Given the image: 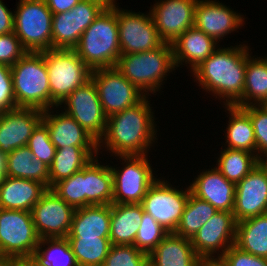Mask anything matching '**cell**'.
I'll return each mask as SVG.
<instances>
[{
    "label": "cell",
    "instance_id": "6da1fadb",
    "mask_svg": "<svg viewBox=\"0 0 267 266\" xmlns=\"http://www.w3.org/2000/svg\"><path fill=\"white\" fill-rule=\"evenodd\" d=\"M229 48L215 50L193 74L204 90L226 97V106H235L243 97L247 46Z\"/></svg>",
    "mask_w": 267,
    "mask_h": 266
},
{
    "label": "cell",
    "instance_id": "7a4b0ae2",
    "mask_svg": "<svg viewBox=\"0 0 267 266\" xmlns=\"http://www.w3.org/2000/svg\"><path fill=\"white\" fill-rule=\"evenodd\" d=\"M145 96L136 105L107 117L103 139L106 148L116 155H146L147 148L155 137L151 107ZM102 141V142H101ZM145 152V153H144Z\"/></svg>",
    "mask_w": 267,
    "mask_h": 266
},
{
    "label": "cell",
    "instance_id": "3957f363",
    "mask_svg": "<svg viewBox=\"0 0 267 266\" xmlns=\"http://www.w3.org/2000/svg\"><path fill=\"white\" fill-rule=\"evenodd\" d=\"M112 0L82 33L74 48L77 55L93 71L115 67L121 55L117 7Z\"/></svg>",
    "mask_w": 267,
    "mask_h": 266
},
{
    "label": "cell",
    "instance_id": "277c9868",
    "mask_svg": "<svg viewBox=\"0 0 267 266\" xmlns=\"http://www.w3.org/2000/svg\"><path fill=\"white\" fill-rule=\"evenodd\" d=\"M16 106L48 110L50 86L43 52H27L11 66Z\"/></svg>",
    "mask_w": 267,
    "mask_h": 266
},
{
    "label": "cell",
    "instance_id": "5b68a950",
    "mask_svg": "<svg viewBox=\"0 0 267 266\" xmlns=\"http://www.w3.org/2000/svg\"><path fill=\"white\" fill-rule=\"evenodd\" d=\"M115 67L143 94L158 91L166 73L175 68L172 45L164 43L153 50L120 55Z\"/></svg>",
    "mask_w": 267,
    "mask_h": 266
},
{
    "label": "cell",
    "instance_id": "8992f818",
    "mask_svg": "<svg viewBox=\"0 0 267 266\" xmlns=\"http://www.w3.org/2000/svg\"><path fill=\"white\" fill-rule=\"evenodd\" d=\"M44 59L49 77L50 108L62 102L91 79L92 70L74 49H48Z\"/></svg>",
    "mask_w": 267,
    "mask_h": 266
},
{
    "label": "cell",
    "instance_id": "52a82bcc",
    "mask_svg": "<svg viewBox=\"0 0 267 266\" xmlns=\"http://www.w3.org/2000/svg\"><path fill=\"white\" fill-rule=\"evenodd\" d=\"M39 240L31 212L0 208V258L31 260Z\"/></svg>",
    "mask_w": 267,
    "mask_h": 266
},
{
    "label": "cell",
    "instance_id": "ba28073f",
    "mask_svg": "<svg viewBox=\"0 0 267 266\" xmlns=\"http://www.w3.org/2000/svg\"><path fill=\"white\" fill-rule=\"evenodd\" d=\"M14 33L27 52L52 49V17L45 0H19Z\"/></svg>",
    "mask_w": 267,
    "mask_h": 266
},
{
    "label": "cell",
    "instance_id": "9c48e42d",
    "mask_svg": "<svg viewBox=\"0 0 267 266\" xmlns=\"http://www.w3.org/2000/svg\"><path fill=\"white\" fill-rule=\"evenodd\" d=\"M112 0H81L71 10L53 14L52 48L74 49L82 33Z\"/></svg>",
    "mask_w": 267,
    "mask_h": 266
},
{
    "label": "cell",
    "instance_id": "30bf717a",
    "mask_svg": "<svg viewBox=\"0 0 267 266\" xmlns=\"http://www.w3.org/2000/svg\"><path fill=\"white\" fill-rule=\"evenodd\" d=\"M147 155H120L127 164L120 170L111 167L113 175L112 204H140L148 189L157 180Z\"/></svg>",
    "mask_w": 267,
    "mask_h": 266
},
{
    "label": "cell",
    "instance_id": "8fae6325",
    "mask_svg": "<svg viewBox=\"0 0 267 266\" xmlns=\"http://www.w3.org/2000/svg\"><path fill=\"white\" fill-rule=\"evenodd\" d=\"M91 79L107 117L136 105L147 95H143L116 67L93 70Z\"/></svg>",
    "mask_w": 267,
    "mask_h": 266
},
{
    "label": "cell",
    "instance_id": "7c38bea8",
    "mask_svg": "<svg viewBox=\"0 0 267 266\" xmlns=\"http://www.w3.org/2000/svg\"><path fill=\"white\" fill-rule=\"evenodd\" d=\"M190 193V186L183 192L157 179L140 204L144 212L151 215L167 231L175 232Z\"/></svg>",
    "mask_w": 267,
    "mask_h": 266
},
{
    "label": "cell",
    "instance_id": "4fadbf2b",
    "mask_svg": "<svg viewBox=\"0 0 267 266\" xmlns=\"http://www.w3.org/2000/svg\"><path fill=\"white\" fill-rule=\"evenodd\" d=\"M117 23L121 55L153 50L165 43L160 38L150 12L148 15H140L117 8Z\"/></svg>",
    "mask_w": 267,
    "mask_h": 266
},
{
    "label": "cell",
    "instance_id": "5bb4252c",
    "mask_svg": "<svg viewBox=\"0 0 267 266\" xmlns=\"http://www.w3.org/2000/svg\"><path fill=\"white\" fill-rule=\"evenodd\" d=\"M62 103L70 115L97 142L106 130L107 116L99 100L98 91L92 79L73 91Z\"/></svg>",
    "mask_w": 267,
    "mask_h": 266
},
{
    "label": "cell",
    "instance_id": "9a60e30c",
    "mask_svg": "<svg viewBox=\"0 0 267 266\" xmlns=\"http://www.w3.org/2000/svg\"><path fill=\"white\" fill-rule=\"evenodd\" d=\"M75 210L51 189H48L31 211L39 238H66Z\"/></svg>",
    "mask_w": 267,
    "mask_h": 266
},
{
    "label": "cell",
    "instance_id": "2e32d148",
    "mask_svg": "<svg viewBox=\"0 0 267 266\" xmlns=\"http://www.w3.org/2000/svg\"><path fill=\"white\" fill-rule=\"evenodd\" d=\"M236 224L233 212L218 211L191 239L196 254L201 259L212 258L214 257L212 254L222 249L218 256L221 257L229 247L235 244Z\"/></svg>",
    "mask_w": 267,
    "mask_h": 266
},
{
    "label": "cell",
    "instance_id": "e0dca14e",
    "mask_svg": "<svg viewBox=\"0 0 267 266\" xmlns=\"http://www.w3.org/2000/svg\"><path fill=\"white\" fill-rule=\"evenodd\" d=\"M198 0H165L157 2L150 13L160 38L171 44L187 29L194 27Z\"/></svg>",
    "mask_w": 267,
    "mask_h": 266
},
{
    "label": "cell",
    "instance_id": "ac0fdd59",
    "mask_svg": "<svg viewBox=\"0 0 267 266\" xmlns=\"http://www.w3.org/2000/svg\"><path fill=\"white\" fill-rule=\"evenodd\" d=\"M267 213V171L259 163L235 186L236 222Z\"/></svg>",
    "mask_w": 267,
    "mask_h": 266
},
{
    "label": "cell",
    "instance_id": "d6986e66",
    "mask_svg": "<svg viewBox=\"0 0 267 266\" xmlns=\"http://www.w3.org/2000/svg\"><path fill=\"white\" fill-rule=\"evenodd\" d=\"M43 111L17 107L0 113V151L11 153L25 147L33 130L42 121Z\"/></svg>",
    "mask_w": 267,
    "mask_h": 266
},
{
    "label": "cell",
    "instance_id": "ffe728a7",
    "mask_svg": "<svg viewBox=\"0 0 267 266\" xmlns=\"http://www.w3.org/2000/svg\"><path fill=\"white\" fill-rule=\"evenodd\" d=\"M240 14L220 2L198 0L195 8L194 27L206 33L216 42L235 31L244 22Z\"/></svg>",
    "mask_w": 267,
    "mask_h": 266
},
{
    "label": "cell",
    "instance_id": "44dd1931",
    "mask_svg": "<svg viewBox=\"0 0 267 266\" xmlns=\"http://www.w3.org/2000/svg\"><path fill=\"white\" fill-rule=\"evenodd\" d=\"M235 186L214 168L198 175L190 185V189L194 196L207 201L218 211L233 212Z\"/></svg>",
    "mask_w": 267,
    "mask_h": 266
},
{
    "label": "cell",
    "instance_id": "7402d4cb",
    "mask_svg": "<svg viewBox=\"0 0 267 266\" xmlns=\"http://www.w3.org/2000/svg\"><path fill=\"white\" fill-rule=\"evenodd\" d=\"M49 110L43 111L41 122L47 127L56 149L68 146L98 147V142L70 115L65 112L52 115Z\"/></svg>",
    "mask_w": 267,
    "mask_h": 266
},
{
    "label": "cell",
    "instance_id": "603a6c76",
    "mask_svg": "<svg viewBox=\"0 0 267 266\" xmlns=\"http://www.w3.org/2000/svg\"><path fill=\"white\" fill-rule=\"evenodd\" d=\"M47 190L41 182L4 176L0 181V208L31 212Z\"/></svg>",
    "mask_w": 267,
    "mask_h": 266
},
{
    "label": "cell",
    "instance_id": "cb8c5ba5",
    "mask_svg": "<svg viewBox=\"0 0 267 266\" xmlns=\"http://www.w3.org/2000/svg\"><path fill=\"white\" fill-rule=\"evenodd\" d=\"M216 44L213 38L196 27L187 29L171 43L175 67L185 60L193 71L216 50Z\"/></svg>",
    "mask_w": 267,
    "mask_h": 266
},
{
    "label": "cell",
    "instance_id": "d4e9b609",
    "mask_svg": "<svg viewBox=\"0 0 267 266\" xmlns=\"http://www.w3.org/2000/svg\"><path fill=\"white\" fill-rule=\"evenodd\" d=\"M200 260L191 239L174 232H169L149 254V266H199Z\"/></svg>",
    "mask_w": 267,
    "mask_h": 266
},
{
    "label": "cell",
    "instance_id": "484cf974",
    "mask_svg": "<svg viewBox=\"0 0 267 266\" xmlns=\"http://www.w3.org/2000/svg\"><path fill=\"white\" fill-rule=\"evenodd\" d=\"M111 205L85 206L75 210L67 237H102L110 235Z\"/></svg>",
    "mask_w": 267,
    "mask_h": 266
},
{
    "label": "cell",
    "instance_id": "4316f807",
    "mask_svg": "<svg viewBox=\"0 0 267 266\" xmlns=\"http://www.w3.org/2000/svg\"><path fill=\"white\" fill-rule=\"evenodd\" d=\"M143 213L141 204H111V245H133Z\"/></svg>",
    "mask_w": 267,
    "mask_h": 266
},
{
    "label": "cell",
    "instance_id": "83f0119b",
    "mask_svg": "<svg viewBox=\"0 0 267 266\" xmlns=\"http://www.w3.org/2000/svg\"><path fill=\"white\" fill-rule=\"evenodd\" d=\"M93 152L97 155L98 147L68 146L56 149L53 162L49 167V189L84 168L94 159Z\"/></svg>",
    "mask_w": 267,
    "mask_h": 266
},
{
    "label": "cell",
    "instance_id": "f1b7e54d",
    "mask_svg": "<svg viewBox=\"0 0 267 266\" xmlns=\"http://www.w3.org/2000/svg\"><path fill=\"white\" fill-rule=\"evenodd\" d=\"M85 206L111 205L113 199V175L111 168L93 159L84 167Z\"/></svg>",
    "mask_w": 267,
    "mask_h": 266
},
{
    "label": "cell",
    "instance_id": "f546056e",
    "mask_svg": "<svg viewBox=\"0 0 267 266\" xmlns=\"http://www.w3.org/2000/svg\"><path fill=\"white\" fill-rule=\"evenodd\" d=\"M235 245L252 255L267 258V213L237 222Z\"/></svg>",
    "mask_w": 267,
    "mask_h": 266
},
{
    "label": "cell",
    "instance_id": "4dcf8cb0",
    "mask_svg": "<svg viewBox=\"0 0 267 266\" xmlns=\"http://www.w3.org/2000/svg\"><path fill=\"white\" fill-rule=\"evenodd\" d=\"M5 176L41 182L49 189V167L34 158L27 146L7 154Z\"/></svg>",
    "mask_w": 267,
    "mask_h": 266
},
{
    "label": "cell",
    "instance_id": "1f68e13d",
    "mask_svg": "<svg viewBox=\"0 0 267 266\" xmlns=\"http://www.w3.org/2000/svg\"><path fill=\"white\" fill-rule=\"evenodd\" d=\"M247 47V64L245 71V85L242 99L235 105L245 107L250 105L259 106L267 99V57L251 60ZM253 98V99H252ZM253 100L256 103L250 102ZM259 102V103H258Z\"/></svg>",
    "mask_w": 267,
    "mask_h": 266
},
{
    "label": "cell",
    "instance_id": "d6a6232c",
    "mask_svg": "<svg viewBox=\"0 0 267 266\" xmlns=\"http://www.w3.org/2000/svg\"><path fill=\"white\" fill-rule=\"evenodd\" d=\"M227 110L231 113L227 127V148L256 152L255 133L250 116L241 107L227 106Z\"/></svg>",
    "mask_w": 267,
    "mask_h": 266
},
{
    "label": "cell",
    "instance_id": "836d02e7",
    "mask_svg": "<svg viewBox=\"0 0 267 266\" xmlns=\"http://www.w3.org/2000/svg\"><path fill=\"white\" fill-rule=\"evenodd\" d=\"M217 212L218 210L210 203L190 193L181 221L174 233L192 239L198 230Z\"/></svg>",
    "mask_w": 267,
    "mask_h": 266
},
{
    "label": "cell",
    "instance_id": "e575fe53",
    "mask_svg": "<svg viewBox=\"0 0 267 266\" xmlns=\"http://www.w3.org/2000/svg\"><path fill=\"white\" fill-rule=\"evenodd\" d=\"M78 266H101L111 247L110 238L66 237Z\"/></svg>",
    "mask_w": 267,
    "mask_h": 266
},
{
    "label": "cell",
    "instance_id": "d590c367",
    "mask_svg": "<svg viewBox=\"0 0 267 266\" xmlns=\"http://www.w3.org/2000/svg\"><path fill=\"white\" fill-rule=\"evenodd\" d=\"M258 164L259 159L254 153L226 148L221 151L216 168L227 180L236 185Z\"/></svg>",
    "mask_w": 267,
    "mask_h": 266
},
{
    "label": "cell",
    "instance_id": "8d00e7d4",
    "mask_svg": "<svg viewBox=\"0 0 267 266\" xmlns=\"http://www.w3.org/2000/svg\"><path fill=\"white\" fill-rule=\"evenodd\" d=\"M45 244L48 247L42 250ZM31 261L36 266H78L66 238L40 239Z\"/></svg>",
    "mask_w": 267,
    "mask_h": 266
},
{
    "label": "cell",
    "instance_id": "74e56055",
    "mask_svg": "<svg viewBox=\"0 0 267 266\" xmlns=\"http://www.w3.org/2000/svg\"><path fill=\"white\" fill-rule=\"evenodd\" d=\"M167 231L151 215L143 213L142 223L134 239V246L149 255L155 247L168 235Z\"/></svg>",
    "mask_w": 267,
    "mask_h": 266
},
{
    "label": "cell",
    "instance_id": "f35d334b",
    "mask_svg": "<svg viewBox=\"0 0 267 266\" xmlns=\"http://www.w3.org/2000/svg\"><path fill=\"white\" fill-rule=\"evenodd\" d=\"M51 190L75 209L85 207L84 168L59 181Z\"/></svg>",
    "mask_w": 267,
    "mask_h": 266
},
{
    "label": "cell",
    "instance_id": "ab89813d",
    "mask_svg": "<svg viewBox=\"0 0 267 266\" xmlns=\"http://www.w3.org/2000/svg\"><path fill=\"white\" fill-rule=\"evenodd\" d=\"M101 266H149V255L134 245H111Z\"/></svg>",
    "mask_w": 267,
    "mask_h": 266
},
{
    "label": "cell",
    "instance_id": "60d3db41",
    "mask_svg": "<svg viewBox=\"0 0 267 266\" xmlns=\"http://www.w3.org/2000/svg\"><path fill=\"white\" fill-rule=\"evenodd\" d=\"M27 147L31 150L34 158L42 161L48 167L51 166L56 148L50 140L47 127L42 122L33 130Z\"/></svg>",
    "mask_w": 267,
    "mask_h": 266
},
{
    "label": "cell",
    "instance_id": "b9f144b4",
    "mask_svg": "<svg viewBox=\"0 0 267 266\" xmlns=\"http://www.w3.org/2000/svg\"><path fill=\"white\" fill-rule=\"evenodd\" d=\"M242 109L250 116L252 121L258 153L256 155L260 160L259 152L267 154V111L259 105L245 106Z\"/></svg>",
    "mask_w": 267,
    "mask_h": 266
},
{
    "label": "cell",
    "instance_id": "7bdbcfd3",
    "mask_svg": "<svg viewBox=\"0 0 267 266\" xmlns=\"http://www.w3.org/2000/svg\"><path fill=\"white\" fill-rule=\"evenodd\" d=\"M27 51L14 32L0 35V64L12 66Z\"/></svg>",
    "mask_w": 267,
    "mask_h": 266
},
{
    "label": "cell",
    "instance_id": "ee69618b",
    "mask_svg": "<svg viewBox=\"0 0 267 266\" xmlns=\"http://www.w3.org/2000/svg\"><path fill=\"white\" fill-rule=\"evenodd\" d=\"M221 258L228 266H267V258L245 252L235 244L229 247Z\"/></svg>",
    "mask_w": 267,
    "mask_h": 266
},
{
    "label": "cell",
    "instance_id": "f6af8a7d",
    "mask_svg": "<svg viewBox=\"0 0 267 266\" xmlns=\"http://www.w3.org/2000/svg\"><path fill=\"white\" fill-rule=\"evenodd\" d=\"M17 108L13 92L11 67L0 64V113Z\"/></svg>",
    "mask_w": 267,
    "mask_h": 266
},
{
    "label": "cell",
    "instance_id": "bcb514c9",
    "mask_svg": "<svg viewBox=\"0 0 267 266\" xmlns=\"http://www.w3.org/2000/svg\"><path fill=\"white\" fill-rule=\"evenodd\" d=\"M14 32V13L0 0V35Z\"/></svg>",
    "mask_w": 267,
    "mask_h": 266
},
{
    "label": "cell",
    "instance_id": "7dc6e473",
    "mask_svg": "<svg viewBox=\"0 0 267 266\" xmlns=\"http://www.w3.org/2000/svg\"><path fill=\"white\" fill-rule=\"evenodd\" d=\"M80 1L81 0H45L48 8L53 14L69 11Z\"/></svg>",
    "mask_w": 267,
    "mask_h": 266
},
{
    "label": "cell",
    "instance_id": "c3c4849f",
    "mask_svg": "<svg viewBox=\"0 0 267 266\" xmlns=\"http://www.w3.org/2000/svg\"><path fill=\"white\" fill-rule=\"evenodd\" d=\"M199 266H228L226 262L221 258H202Z\"/></svg>",
    "mask_w": 267,
    "mask_h": 266
},
{
    "label": "cell",
    "instance_id": "681fc988",
    "mask_svg": "<svg viewBox=\"0 0 267 266\" xmlns=\"http://www.w3.org/2000/svg\"><path fill=\"white\" fill-rule=\"evenodd\" d=\"M6 163H7V154L2 153L0 151V181L5 176Z\"/></svg>",
    "mask_w": 267,
    "mask_h": 266
},
{
    "label": "cell",
    "instance_id": "f907efd6",
    "mask_svg": "<svg viewBox=\"0 0 267 266\" xmlns=\"http://www.w3.org/2000/svg\"><path fill=\"white\" fill-rule=\"evenodd\" d=\"M11 266H36L31 260L11 259Z\"/></svg>",
    "mask_w": 267,
    "mask_h": 266
},
{
    "label": "cell",
    "instance_id": "816d5d0a",
    "mask_svg": "<svg viewBox=\"0 0 267 266\" xmlns=\"http://www.w3.org/2000/svg\"><path fill=\"white\" fill-rule=\"evenodd\" d=\"M0 266H11V259L0 258Z\"/></svg>",
    "mask_w": 267,
    "mask_h": 266
},
{
    "label": "cell",
    "instance_id": "f5cc1de1",
    "mask_svg": "<svg viewBox=\"0 0 267 266\" xmlns=\"http://www.w3.org/2000/svg\"><path fill=\"white\" fill-rule=\"evenodd\" d=\"M264 156V158H265V156L267 157V154H265V155H263ZM259 163L266 169V171H267V158L264 160L263 158H261L260 160H259Z\"/></svg>",
    "mask_w": 267,
    "mask_h": 266
},
{
    "label": "cell",
    "instance_id": "db71d44e",
    "mask_svg": "<svg viewBox=\"0 0 267 266\" xmlns=\"http://www.w3.org/2000/svg\"><path fill=\"white\" fill-rule=\"evenodd\" d=\"M261 107L267 111V99L262 103Z\"/></svg>",
    "mask_w": 267,
    "mask_h": 266
}]
</instances>
